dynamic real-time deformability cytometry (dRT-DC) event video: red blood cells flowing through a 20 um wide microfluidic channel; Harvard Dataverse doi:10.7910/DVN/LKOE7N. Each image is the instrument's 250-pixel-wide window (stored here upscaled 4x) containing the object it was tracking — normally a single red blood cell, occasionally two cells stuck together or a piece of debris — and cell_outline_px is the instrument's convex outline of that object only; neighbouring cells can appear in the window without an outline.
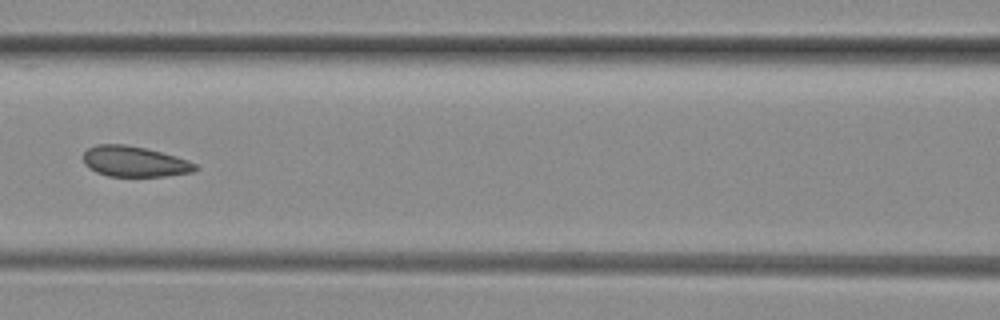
{"species": "common noctule bat (a hibernating species)", "species_latin": "Nyctalus noctula", "temperature_condition": "room temperature", "stored_images_in_passage": 7, "segment_of_instrument_passage": [1, 2], "camera_frame_rate_fps": 3000, "um_per_image_px": 0.085, "animal": {"sex": "female", "body_mass_g": 29.2, "forearm_length_mm": 56.3}, "frame": {"image": 1, "passage_image": 6, "time_ms": 1.667, "image_size_px": [1000, 320], "cell_outline_px": [[200, 168], [192, 172], [164, 176], [108, 176], [96, 172], [88, 168], [84, 164], [84, 152], [88, 148], [96, 144], [124, 144], [144, 148], [176, 156], [188, 160], [196, 164]], "centroid_in_image_um": [11.42, 13.73], "position_along_channel_um": 155.2, "area_um2": 19.94}}